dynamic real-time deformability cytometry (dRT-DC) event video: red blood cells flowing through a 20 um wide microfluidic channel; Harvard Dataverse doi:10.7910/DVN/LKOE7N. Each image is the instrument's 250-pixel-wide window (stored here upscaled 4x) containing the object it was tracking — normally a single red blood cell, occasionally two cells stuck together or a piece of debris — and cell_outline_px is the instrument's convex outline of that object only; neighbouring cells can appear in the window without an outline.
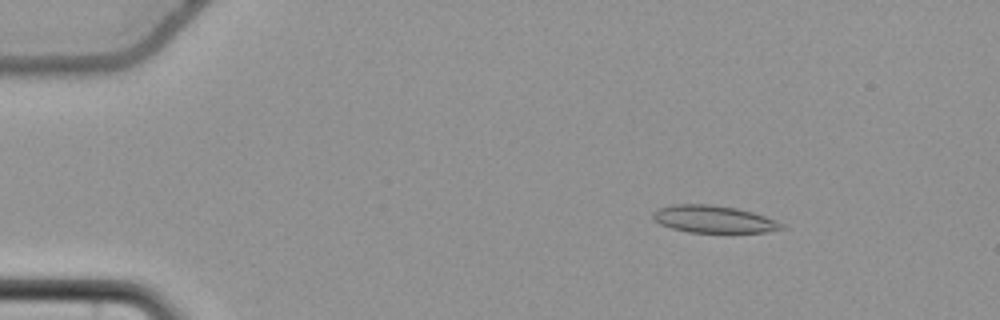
{"species": "common noctule bat (a hibernating species)", "species_latin": "Nyctalus noctula", "temperature_condition": "cold", "stored_images_in_passage": 52, "camera_frame_rate_fps": 3000, "um_per_image_px": 0.085, "animal": {"sex": "female", "body_mass_g": 22.7, "forearm_length_mm": 54.2}, "frame": {"image": 1, "passage_image": 4, "time_ms": 1.0, "image_size_px": [1000, 320], "cell_outline_px": [[788, 228], [768, 232], [688, 232], [672, 228], [660, 224], [652, 220], [652, 212], [656, 208], [672, 204], [712, 204], [736, 208], [752, 212], [776, 220], [784, 224]], "centroid_in_image_um": [60.64, 18.62], "position_along_channel_um": 24.4, "area_um2": 20.69}}
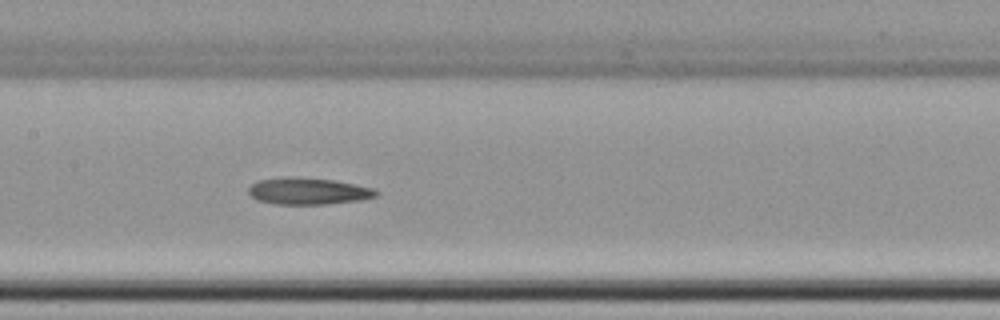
{"frame": {"image": 2, "passage_image": 24, "time_ms": 7.667, "image_size_px": [1000, 320], "cell_outline_px": [[380, 192], [376, 196], [360, 200], [324, 204], [276, 204], [256, 200], [248, 192], [248, 188], [252, 184], [260, 180], [284, 176], [296, 176], [336, 180], [376, 188]], "centroid_in_image_um": [26.22, 16.23], "position_along_channel_um": 181.2, "area_um2": 20.17}}
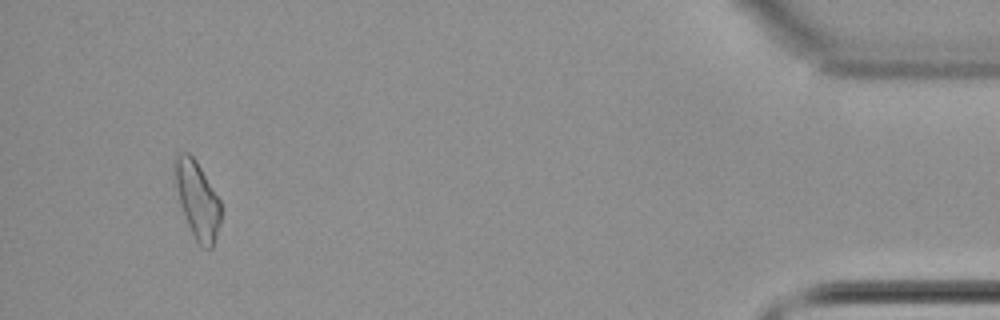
{"frame": {"image": 3, "passage_image": 49, "time_ms": 16.0, "image_size_px": [1000, 320], "cell_outline_px": [[220, 224], [212, 248], [208, 248], [200, 244], [196, 240], [188, 224], [180, 204], [176, 184], [176, 156], [180, 152], [188, 152], [196, 160], [220, 200]], "centroid_in_image_um": [16.8, 16.99], "position_along_channel_um": 418.4, "area_um2": 19.94}, "authors_computed_cell_mechanics": {"area_um2": 20.4034, "velocity_mm_per_s": 3.7074, "shape_relaxation_time_tau1_ms": null, "shape_relaxation_time_tau2_ms": 10.6093, "deformation_change_tau1": null, "deformation_change_tau2": 0.2141}}